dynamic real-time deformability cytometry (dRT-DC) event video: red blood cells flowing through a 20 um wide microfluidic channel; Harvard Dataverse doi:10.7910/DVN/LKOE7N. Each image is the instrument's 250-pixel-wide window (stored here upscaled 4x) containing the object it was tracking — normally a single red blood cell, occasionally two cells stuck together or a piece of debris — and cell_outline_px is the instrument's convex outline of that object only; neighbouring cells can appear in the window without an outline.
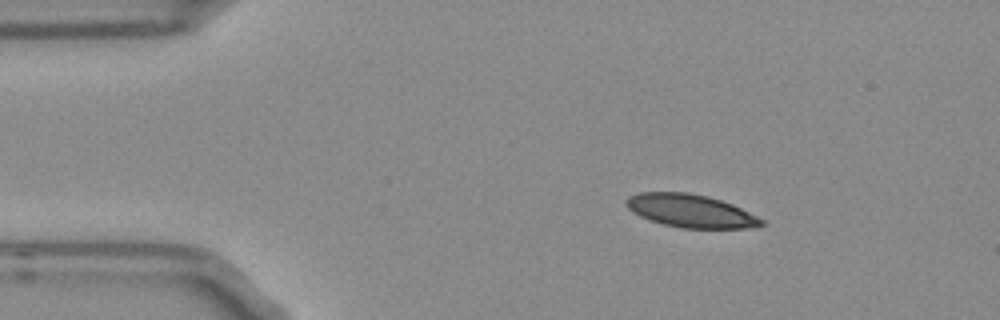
{"species": "Egyptian fruit bat (a non-hibernating species)", "species_latin": "Rousettus aegyptiacus", "temperature_condition": "room temperature", "stored_images_in_passage": 46, "camera_frame_rate_fps": 3000, "um_per_image_px": 0.085, "frame": {"image": 1, "passage_image": 1, "time_ms": 0.0, "image_size_px": [1000, 320], "cell_outline_px": [[768, 224], [756, 228], [684, 228], [664, 224], [640, 216], [632, 212], [628, 208], [624, 200], [628, 196], [640, 192], [688, 192], [708, 196], [732, 204], [764, 220]], "centroid_in_image_um": [58.72, 17.92], "position_along_channel_um": 26.3, "area_um2": 26.07}}
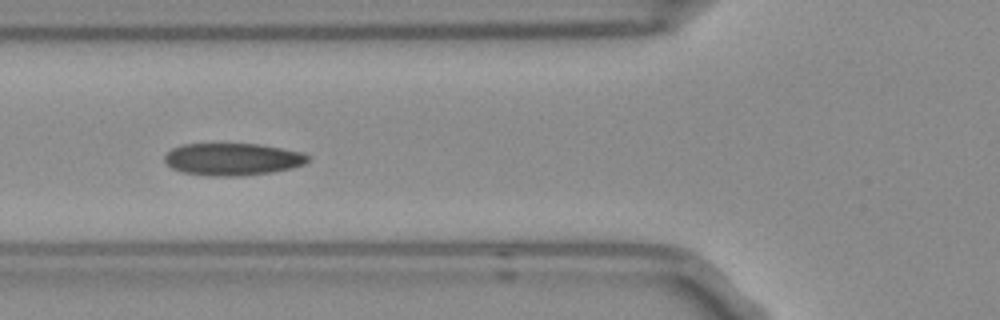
{"frame": {"image": 2, "passage_image": 12, "time_ms": 3.667, "image_size_px": [1000, 320], "cell_outline_px": [[312, 156], [304, 164], [292, 168], [272, 172], [244, 176], [208, 176], [180, 172], [172, 168], [164, 160], [164, 156], [172, 148], [180, 144], [256, 144], [304, 152]], "centroid_in_image_um": [19.77, 13.54], "position_along_channel_um": 106.0, "area_um2": 27.17}}
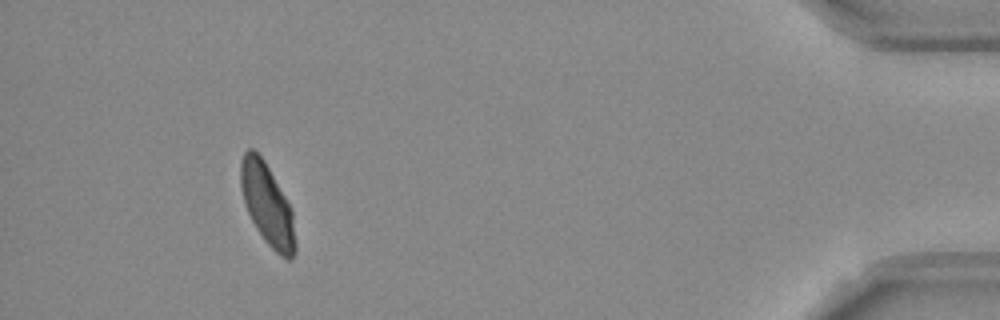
{"frame": {"image": 3, "passage_image": 42, "time_ms": 13.667, "image_size_px": [1000, 320], "cell_outline_px": [[296, 252], [292, 260], [288, 260], [280, 256], [264, 240], [256, 228], [248, 212], [240, 188], [240, 164], [244, 152], [248, 148], [252, 148], [264, 160], [284, 196], [292, 212], [296, 244]], "centroid_in_image_um": [22.71, 17.42], "position_along_channel_um": 412.5, "area_um2": 25.66}, "authors_computed_cell_mechanics": {"area_um2": 26.6458, "velocity_mm_per_s": 3.7391, "shape_relaxation_time_tau1_ms": 6.0884, "shape_relaxation_time_tau2_ms": 1.0988, "deformation_change_tau1": 0.1611, "deformation_change_tau2": 0.0633}}